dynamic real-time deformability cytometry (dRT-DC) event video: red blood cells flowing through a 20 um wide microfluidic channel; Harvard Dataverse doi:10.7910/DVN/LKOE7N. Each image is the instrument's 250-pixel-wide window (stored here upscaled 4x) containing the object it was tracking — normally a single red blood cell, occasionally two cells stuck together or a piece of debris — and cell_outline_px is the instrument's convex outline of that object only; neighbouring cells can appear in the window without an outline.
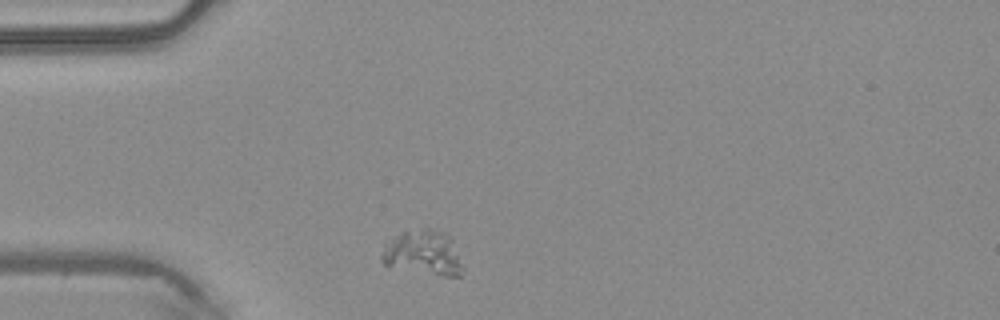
{"species": "common noctule bat (a hibernating species)", "species_latin": "Nyctalus noctula", "temperature_condition": "warm", "stored_images_in_passage": 1, "camera_frame_rate_fps": 3000, "um_per_image_px": 0.085, "animal": {"sex": "male", "body_mass_g": 20.4}, "frame": {"image": 1, "passage_image": 1, "time_ms": 0.0, "image_size_px": [1000, 320], "cell_outline_px": [[464, 268], [460, 276], [444, 276], [384, 264], [380, 260], [380, 256], [384, 244], [396, 236], [404, 232], [424, 228], [436, 228], [448, 232], [452, 240]], "centroid_in_image_um": [36.01, 21.46], "position_along_channel_um": 49.0, "area_um2": 21.04}}